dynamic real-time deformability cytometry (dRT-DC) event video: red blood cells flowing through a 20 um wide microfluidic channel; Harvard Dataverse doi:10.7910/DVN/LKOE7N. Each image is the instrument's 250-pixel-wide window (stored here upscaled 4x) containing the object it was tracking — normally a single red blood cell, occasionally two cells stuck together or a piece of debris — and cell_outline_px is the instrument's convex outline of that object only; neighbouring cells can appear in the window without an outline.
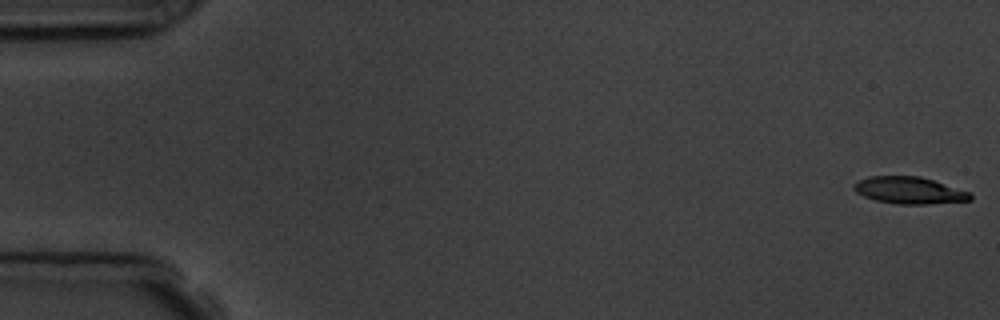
{"species": "common noctule bat (a hibernating species)", "species_latin": "Nyctalus noctula", "temperature_condition": "room temperature", "stored_images_in_passage": 5, "camera_frame_rate_fps": 3000, "um_per_image_px": 0.085, "animal": {"sex": "male", "body_mass_g": 19.5, "forearm_length_mm": 54.6}, "frame": {"image": 1, "passage_image": 1, "time_ms": 0.0, "image_size_px": [1000, 320], "cell_outline_px": [[972, 200], [928, 204], [896, 204], [876, 200], [864, 196], [856, 192], [852, 188], [852, 184], [868, 176], [920, 176], [972, 192]], "centroid_in_image_um": [77.3, 16.18], "position_along_channel_um": 7.7, "area_um2": 18.38}}
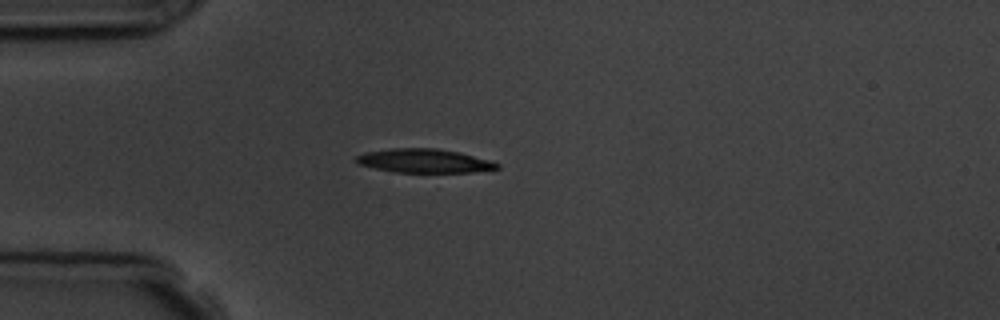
{"frame": {"image": 2, "passage_image": 5, "time_ms": 4.667, "image_size_px": [1000, 320], "cell_outline_px": [[500, 168], [472, 172], [392, 172], [360, 164], [356, 160], [356, 156], [364, 152], [392, 148], [436, 148], [460, 152], [488, 160], [500, 164]], "centroid_in_image_um": [36.06, 13.66], "position_along_channel_um": 48.9, "area_um2": 19.42}}